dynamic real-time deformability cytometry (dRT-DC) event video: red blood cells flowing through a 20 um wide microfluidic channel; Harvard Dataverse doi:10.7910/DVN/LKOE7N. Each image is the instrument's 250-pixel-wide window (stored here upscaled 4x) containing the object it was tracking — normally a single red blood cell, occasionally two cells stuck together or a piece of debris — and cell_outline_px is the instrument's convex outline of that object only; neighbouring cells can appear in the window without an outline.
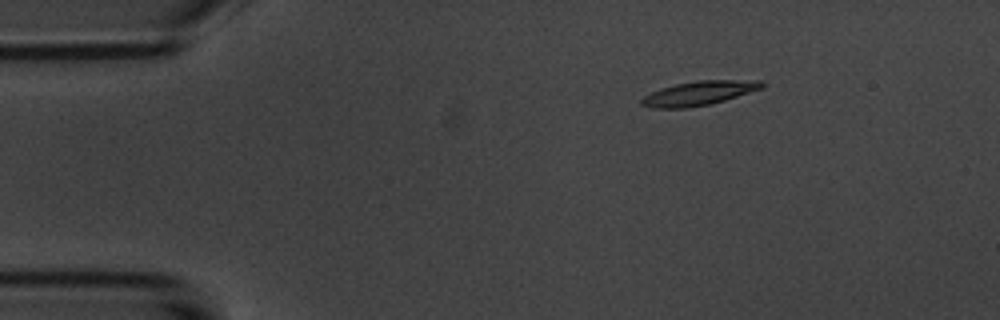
{"species": "common noctule bat (a hibernating species)", "species_latin": "Nyctalus noctula", "temperature_condition": "room temperature", "stored_images_in_passage": 5, "camera_frame_rate_fps": 3000, "um_per_image_px": 0.085, "animal": {"sex": "male", "body_mass_g": 20.1, "forearm_length_mm": 53.5}, "frame": {"image": 1, "passage_image": 3, "time_ms": 2.333, "image_size_px": [1000, 320], "cell_outline_px": [[764, 88], [712, 104], [688, 108], [652, 108], [640, 104], [640, 100], [644, 96], [660, 88], [676, 84], [696, 80], [760, 80], [764, 84]], "centroid_in_image_um": [59.42, 7.92], "position_along_channel_um": 25.6, "area_um2": 17.11}}